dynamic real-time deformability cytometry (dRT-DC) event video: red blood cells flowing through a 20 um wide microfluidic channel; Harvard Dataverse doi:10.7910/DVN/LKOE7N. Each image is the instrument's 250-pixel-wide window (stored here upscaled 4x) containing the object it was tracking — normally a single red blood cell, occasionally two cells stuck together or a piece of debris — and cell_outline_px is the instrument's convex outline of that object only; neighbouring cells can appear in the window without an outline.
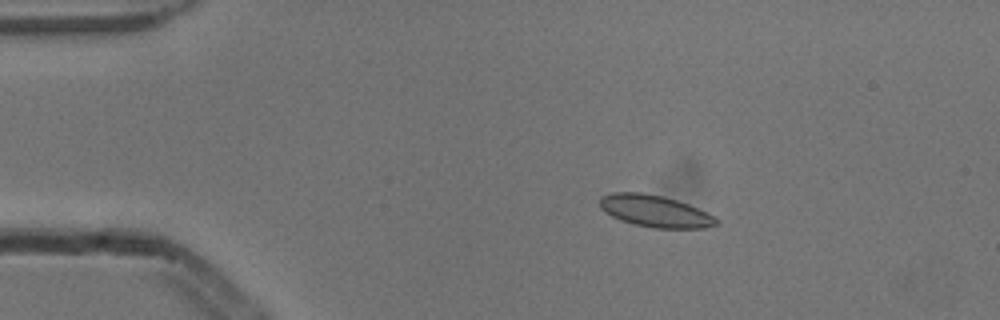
{"species": "common noctule bat (a hibernating species)", "species_latin": "Nyctalus noctula", "temperature_condition": "cold", "stored_images_in_passage": 7, "camera_frame_rate_fps": 3000, "um_per_image_px": 0.085, "animal": {"sex": "male", "body_mass_g": 13.3}, "frame": {"image": 1, "passage_image": 3, "time_ms": 0.667, "image_size_px": [1000, 320], "cell_outline_px": [[720, 220], [716, 224], [708, 228], [652, 228], [632, 224], [620, 220], [604, 212], [600, 208], [600, 196], [612, 192], [640, 192], [664, 196], [688, 204]], "centroid_in_image_um": [55.62, 17.94], "position_along_channel_um": 29.4, "area_um2": 21.68}}
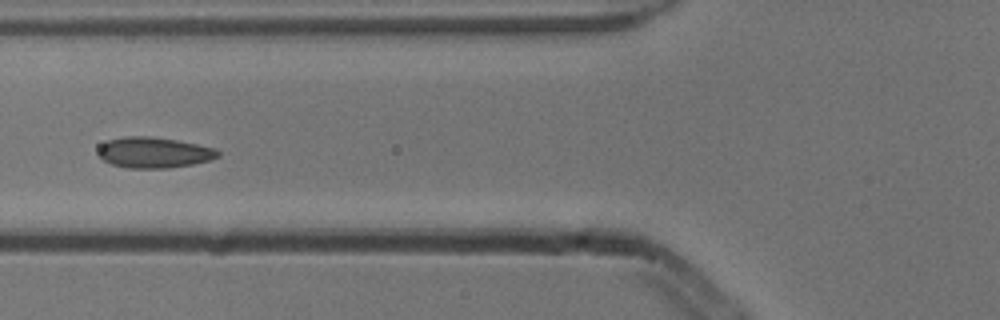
{"frame": {"image": 2, "passage_image": 6, "time_ms": 1.667, "image_size_px": [1000, 320], "cell_outline_px": [[220, 156], [212, 160], [192, 164], [168, 168], [128, 168], [112, 164], [104, 160], [96, 152], [100, 144], [108, 140], [124, 136], [152, 136], [176, 140], [216, 148], [220, 152]], "centroid_in_image_um": [13.09, 12.96], "position_along_channel_um": 112.7, "area_um2": 21.62}}
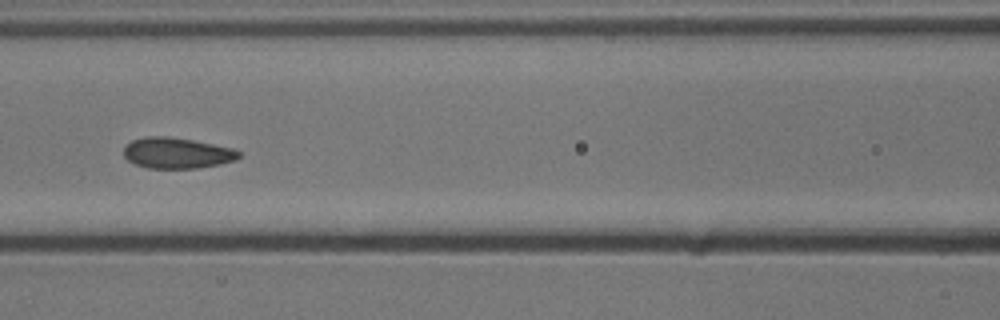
{"frame": {"image": 3, "passage_image": 7, "time_ms": 2.0, "image_size_px": [1000, 320], "cell_outline_px": [[240, 156], [236, 160], [220, 164], [196, 168], [148, 168], [136, 164], [128, 160], [124, 156], [124, 148], [132, 140], [144, 136], [164, 136], [192, 140], [232, 148], [240, 152]], "centroid_in_image_um": [15.03, 13.01], "position_along_channel_um": 151.6, "area_um2": 20.52}}